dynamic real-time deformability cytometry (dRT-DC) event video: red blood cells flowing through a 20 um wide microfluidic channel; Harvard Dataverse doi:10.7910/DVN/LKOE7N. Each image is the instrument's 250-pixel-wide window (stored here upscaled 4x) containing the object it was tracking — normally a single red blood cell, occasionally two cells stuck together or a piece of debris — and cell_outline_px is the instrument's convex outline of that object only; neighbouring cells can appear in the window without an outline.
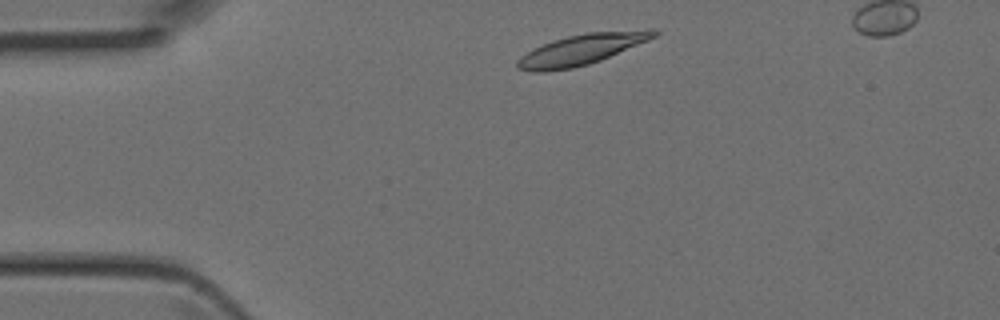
{"species": "Egyptian fruit bat (a non-hibernating species)", "species_latin": "Rousettus aegyptiacus", "temperature_condition": "room temperature", "stored_images_in_passage": 3, "camera_frame_rate_fps": 3000, "um_per_image_px": 0.085, "animal": {"sex": "female"}, "frame": {"image": 1, "passage_image": 1, "time_ms": 0.0, "image_size_px": [1000, 320], "cell_outline_px": [[660, 32], [656, 36], [648, 40], [600, 60], [588, 64], [572, 68], [544, 72], [532, 72], [516, 68], [516, 60], [520, 56], [552, 40], [568, 36], [588, 32], [648, 28], [652, 28]], "centroid_in_image_um": [49.45, 4.19], "position_along_channel_um": 35.5, "area_um2": 24.39}}